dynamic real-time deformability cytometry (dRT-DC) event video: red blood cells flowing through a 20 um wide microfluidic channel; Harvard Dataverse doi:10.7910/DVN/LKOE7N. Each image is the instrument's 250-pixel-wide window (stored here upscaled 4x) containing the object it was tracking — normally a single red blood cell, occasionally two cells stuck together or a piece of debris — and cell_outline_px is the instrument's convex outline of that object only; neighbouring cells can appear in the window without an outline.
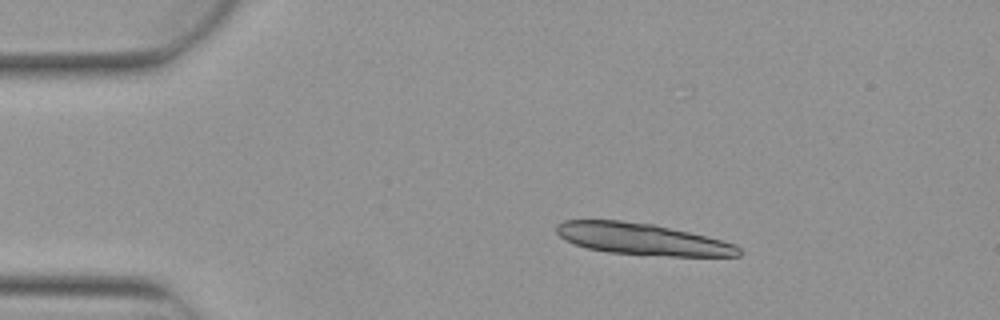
{"species": "Egyptian fruit bat (a non-hibernating species)", "species_latin": "Rousettus aegyptiacus", "temperature_condition": "warm", "stored_images_in_passage": 9, "segment_of_instrument_passage": [1, 2], "camera_frame_rate_fps": 3000, "um_per_image_px": 0.085, "animal": {"sex": "female"}, "frame": {"image": 1, "passage_image": 2, "time_ms": 0.333, "image_size_px": [1000, 320], "cell_outline_px": [[740, 256], [668, 256], [608, 252], [588, 248], [564, 240], [556, 232], [556, 224], [564, 220], [620, 220], [652, 224], [688, 232], [736, 244], [740, 248]], "centroid_in_image_um": [54.55, 20.32], "position_along_channel_um": 30.4, "area_um2": 33.23}}